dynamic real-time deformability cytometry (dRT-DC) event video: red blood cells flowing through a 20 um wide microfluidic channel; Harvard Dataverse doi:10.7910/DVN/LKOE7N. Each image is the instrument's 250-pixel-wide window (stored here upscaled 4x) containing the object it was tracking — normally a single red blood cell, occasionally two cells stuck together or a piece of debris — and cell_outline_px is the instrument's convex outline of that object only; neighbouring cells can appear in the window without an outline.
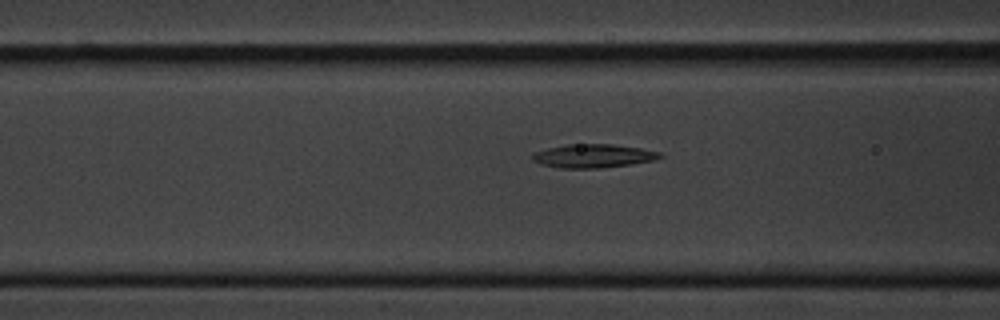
{"species": "common noctule bat (a hibernating species)", "species_latin": "Nyctalus noctula", "temperature_condition": "cold", "stored_images_in_passage": 6, "segment_of_instrument_passage": [2, 2], "camera_frame_rate_fps": 3000, "um_per_image_px": 0.085, "animal": {"sex": "male", "body_mass_g": 20.1, "forearm_length_mm": 53.5}, "frame": {"image": 1, "passage_image": 6, "time_ms": 5.667, "image_size_px": [1000, 320], "cell_outline_px": [[664, 156], [656, 160], [632, 164], [600, 168], [560, 168], [540, 164], [532, 160], [532, 152], [548, 148], [568, 144], [612, 144], [640, 148], [660, 152]], "centroid_in_image_um": [50.43, 13.25], "position_along_channel_um": 116.2, "area_um2": 17.63}}